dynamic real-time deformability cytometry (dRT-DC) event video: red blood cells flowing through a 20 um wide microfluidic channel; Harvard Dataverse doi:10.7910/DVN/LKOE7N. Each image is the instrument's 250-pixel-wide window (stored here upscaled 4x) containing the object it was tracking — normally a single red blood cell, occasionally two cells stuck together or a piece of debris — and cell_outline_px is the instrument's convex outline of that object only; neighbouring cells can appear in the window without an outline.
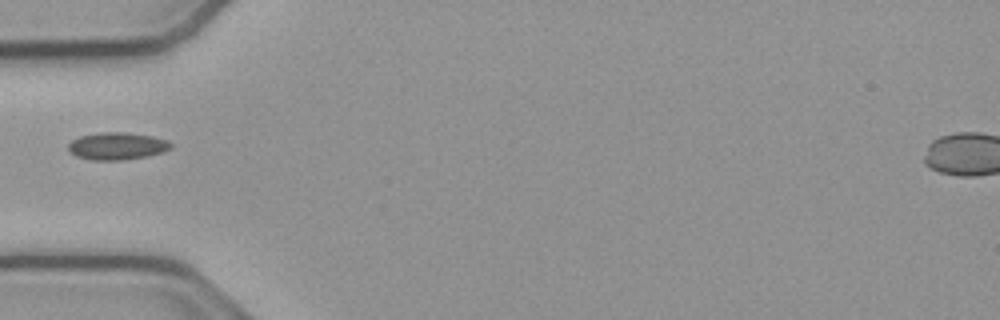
{"species": "common noctule bat (a hibernating species)", "species_latin": "Nyctalus noctula", "temperature_condition": "cold", "stored_images_in_passage": 11, "camera_frame_rate_fps": 3000, "um_per_image_px": 0.085, "animal": {"sex": "male", "body_mass_g": 23.1, "forearm_length_mm": 52.7}, "frame": {"image": 1, "passage_image": 1, "time_ms": 0.0, "image_size_px": [1000, 320], "cell_outline_px": [[172, 148], [164, 152], [148, 156], [120, 160], [92, 160], [76, 156], [68, 148], [68, 144], [72, 140], [80, 136], [100, 132], [124, 132], [152, 136], [168, 140], [172, 144]], "centroid_in_image_um": [9.98, 12.41], "position_along_channel_um": 75.0, "area_um2": 16.36}}
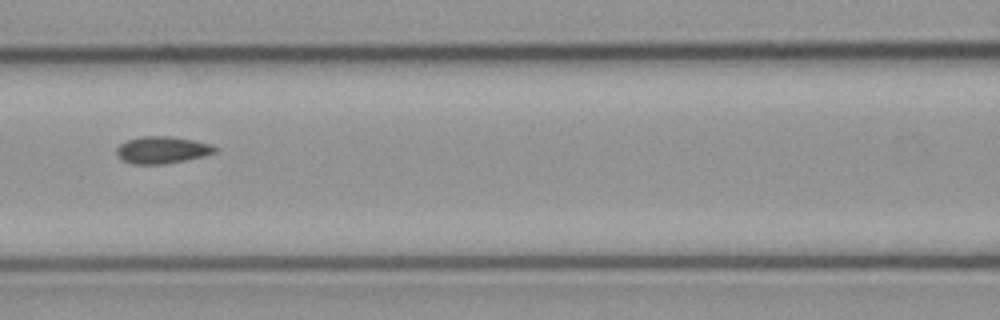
{"frame": {"image": 2, "passage_image": 7, "time_ms": 2.0, "image_size_px": [1000, 320], "cell_outline_px": [[220, 148], [216, 152], [204, 156], [164, 164], [132, 164], [116, 156], [116, 148], [120, 144], [128, 140], [140, 136], [172, 136], [212, 144]], "centroid_in_image_um": [13.8, 12.74], "position_along_channel_um": 152.8, "area_um2": 15.61}}